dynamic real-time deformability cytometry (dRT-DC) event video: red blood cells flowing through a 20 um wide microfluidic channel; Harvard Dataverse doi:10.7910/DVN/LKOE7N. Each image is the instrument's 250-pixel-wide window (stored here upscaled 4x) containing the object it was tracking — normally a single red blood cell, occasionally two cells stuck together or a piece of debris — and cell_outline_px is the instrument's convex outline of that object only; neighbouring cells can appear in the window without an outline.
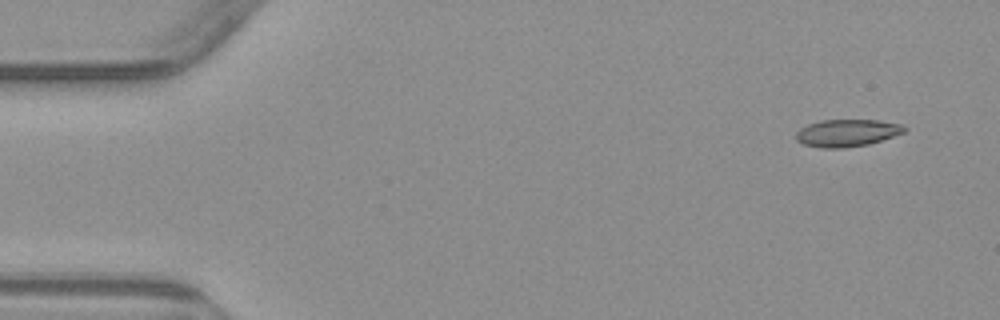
{"species": "common noctule bat (a hibernating species)", "species_latin": "Nyctalus noctula", "temperature_condition": "warm", "stored_images_in_passage": 5, "camera_frame_rate_fps": 3000, "um_per_image_px": 0.085, "animal": {"sex": "male", "body_mass_g": 23.1, "forearm_length_mm": 52.7}, "frame": {"image": 1, "passage_image": 1, "time_ms": 0.0, "image_size_px": [1000, 320], "cell_outline_px": [[908, 128], [904, 132], [868, 144], [844, 148], [820, 148], [804, 144], [796, 140], [796, 132], [800, 128], [808, 124], [820, 120], [880, 120], [904, 124]], "centroid_in_image_um": [72.0, 11.29], "position_along_channel_um": 13.0, "area_um2": 17.28}}